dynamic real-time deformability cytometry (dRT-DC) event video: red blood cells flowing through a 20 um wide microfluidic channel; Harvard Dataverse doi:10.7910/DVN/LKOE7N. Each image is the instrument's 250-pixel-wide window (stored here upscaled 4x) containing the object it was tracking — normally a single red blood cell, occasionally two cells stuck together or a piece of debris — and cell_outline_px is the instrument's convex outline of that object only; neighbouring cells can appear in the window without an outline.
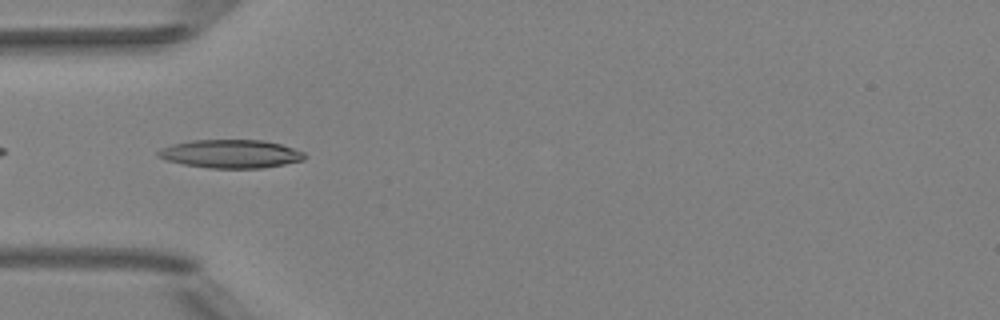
{"species": "Egyptian fruit bat (a non-hibernating species)", "species_latin": "Rousettus aegyptiacus", "temperature_condition": "room temperature", "stored_images_in_passage": 8, "camera_frame_rate_fps": 3000, "um_per_image_px": 0.085, "animal": {"sex": "female"}, "frame": {"image": 1, "passage_image": 5, "time_ms": 1.333, "image_size_px": [1000, 320], "cell_outline_px": [[304, 160], [264, 168], [208, 168], [184, 164], [164, 160], [156, 156], [156, 152], [160, 148], [172, 144], [192, 140], [264, 140], [280, 144], [304, 152]], "centroid_in_image_um": [19.56, 13.08], "position_along_channel_um": 65.4, "area_um2": 24.28}}
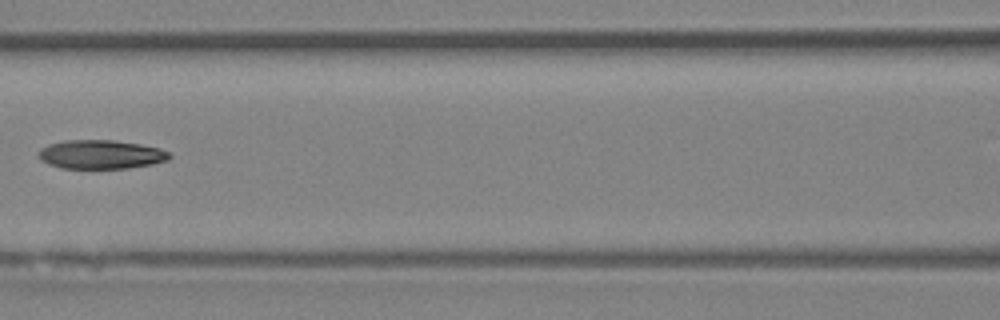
{"frame": {"image": 2, "passage_image": 7, "time_ms": 2.0, "image_size_px": [1000, 320], "cell_outline_px": [[172, 156], [168, 160], [152, 164], [128, 168], [60, 168], [48, 164], [40, 160], [36, 152], [40, 148], [48, 144], [64, 140], [112, 140], [140, 144], [160, 148], [168, 152]], "centroid_in_image_um": [8.53, 13.12], "position_along_channel_um": 158.1, "area_um2": 22.2}}
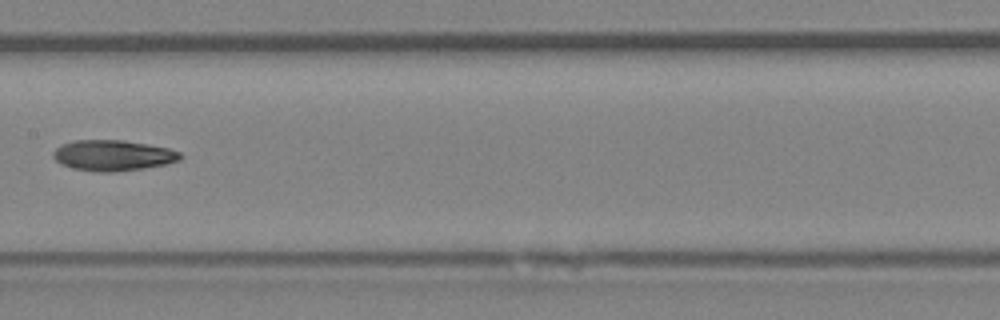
{"frame": {"image": 3, "passage_image": 8, "time_ms": 2.333, "image_size_px": [1000, 320], "cell_outline_px": [[184, 156], [180, 160], [164, 164], [140, 168], [112, 172], [96, 172], [72, 168], [60, 164], [52, 156], [52, 152], [56, 148], [64, 144], [76, 140], [124, 140], [168, 148], [180, 152]], "centroid_in_image_um": [9.58, 13.21], "position_along_channel_um": 197.8, "area_um2": 22.6}}